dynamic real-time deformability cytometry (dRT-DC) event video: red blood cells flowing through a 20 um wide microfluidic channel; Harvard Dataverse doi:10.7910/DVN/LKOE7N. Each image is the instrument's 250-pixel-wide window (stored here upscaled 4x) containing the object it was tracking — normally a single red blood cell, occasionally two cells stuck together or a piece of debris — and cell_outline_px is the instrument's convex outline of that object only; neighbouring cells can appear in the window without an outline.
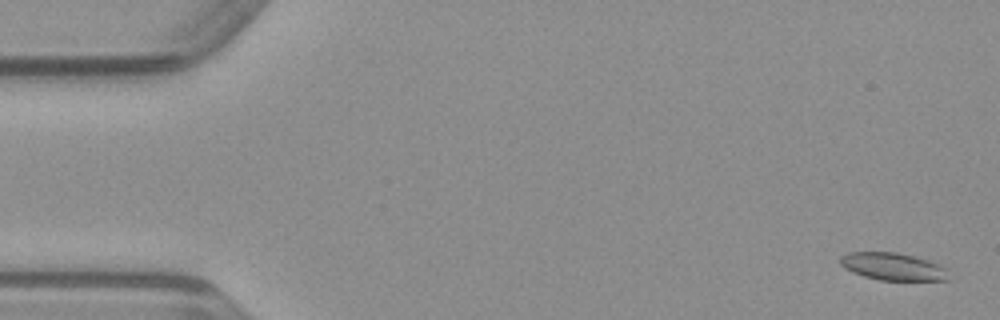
{"species": "common noctule bat (a hibernating species)", "species_latin": "Nyctalus noctula", "temperature_condition": "warm", "stored_images_in_passage": 51, "camera_frame_rate_fps": 3000, "um_per_image_px": 0.085, "animal": {"sex": "male", "body_mass_g": 23.1, "forearm_length_mm": 52.7}, "frame": {"image": 1, "passage_image": 2, "time_ms": 0.333, "image_size_px": [1000, 320], "cell_outline_px": [[948, 280], [880, 280], [864, 276], [852, 272], [844, 268], [840, 264], [840, 256], [848, 252], [896, 252], [928, 260], [948, 268]], "centroid_in_image_um": [75.89, 22.65], "position_along_channel_um": 9.1, "area_um2": 17.34}}
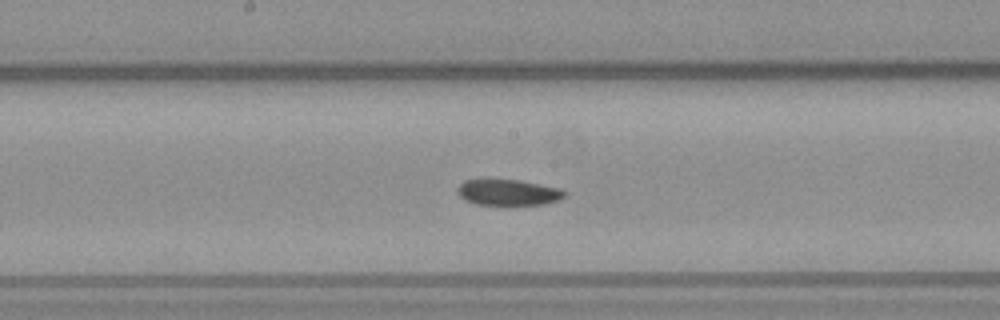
{"frame": {"image": 2, "passage_image": 26, "time_ms": 8.333, "image_size_px": [1000, 320], "cell_outline_px": [[568, 192], [560, 200], [544, 204], [512, 208], [476, 204], [464, 200], [460, 196], [456, 188], [464, 180], [488, 176], [520, 180], [560, 188]], "centroid_in_image_um": [43.16, 16.36], "position_along_channel_um": 205.0, "area_um2": 17.86}}
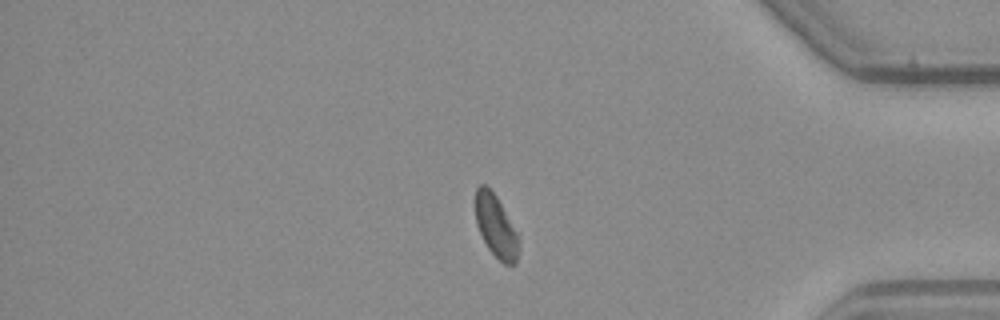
{"frame": {"image": 3, "passage_image": 42, "time_ms": 13.667, "image_size_px": [1000, 320], "cell_outline_px": [[520, 236], [516, 264], [504, 264], [488, 248], [476, 224], [476, 188], [480, 184], [484, 184], [496, 196]], "centroid_in_image_um": [42.18, 19.24], "position_along_channel_um": 393.0, "area_um2": 15.55}}